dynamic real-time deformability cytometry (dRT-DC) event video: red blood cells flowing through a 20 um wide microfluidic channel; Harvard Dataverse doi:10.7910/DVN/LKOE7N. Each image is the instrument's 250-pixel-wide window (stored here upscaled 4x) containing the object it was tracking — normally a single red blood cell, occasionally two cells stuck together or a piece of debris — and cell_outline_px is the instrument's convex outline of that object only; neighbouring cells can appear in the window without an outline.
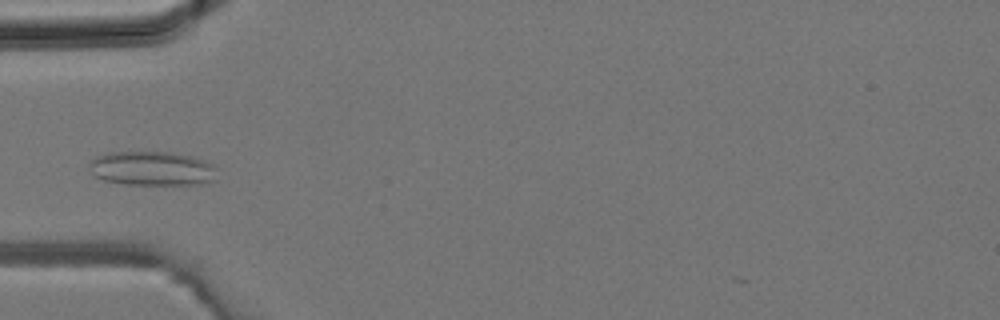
{"species": "common noctule bat (a hibernating species)", "species_latin": "Nyctalus noctula", "temperature_condition": "room temperature", "stored_images_in_passage": 38, "camera_frame_rate_fps": 3000, "um_per_image_px": 0.085, "animal": {"sex": "male", "body_mass_g": 19.2, "forearm_length_mm": 51.8}, "frame": {"image": 1, "passage_image": 11, "time_ms": 3.333, "image_size_px": [1000, 320], "cell_outline_px": [[216, 180], [200, 184], [124, 184], [104, 180], [96, 176], [92, 172], [88, 164], [96, 156], [108, 152], [172, 152], [192, 156], [204, 160], [212, 164], [216, 168]], "centroid_in_image_um": [12.95, 14.31], "position_along_channel_um": 72.1, "area_um2": 25.55}}
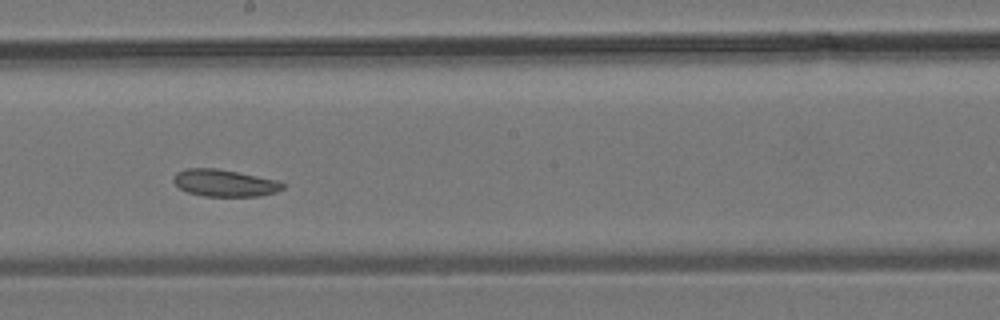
{"frame": {"image": 2, "passage_image": 20, "time_ms": 6.333, "image_size_px": [1000, 320], "cell_outline_px": [[288, 184], [284, 188], [276, 192], [260, 196], [204, 196], [188, 192], [180, 188], [172, 180], [176, 172], [188, 168], [216, 168], [280, 180]], "centroid_in_image_um": [19.15, 15.55], "position_along_channel_um": 229.1, "area_um2": 17.34}}
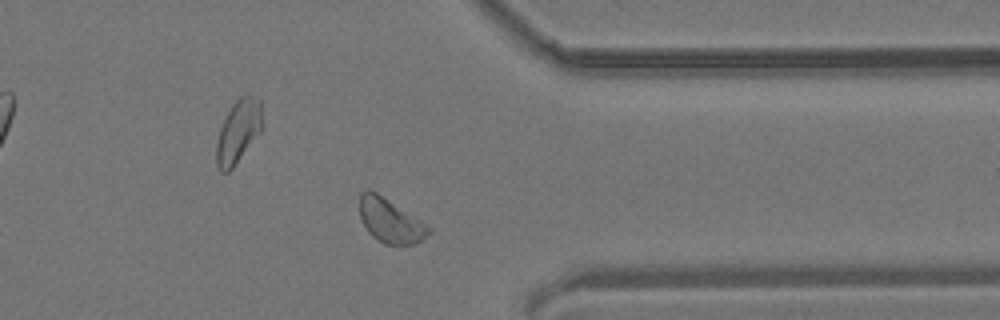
{"frame": {"image": 3, "passage_image": 29, "time_ms": 9.333, "image_size_px": [1000, 320], "cell_outline_px": [[432, 232], [420, 240], [412, 244], [384, 244], [372, 236], [368, 232], [360, 220], [360, 192], [368, 188], [376, 192], [432, 228]], "centroid_in_image_um": [33.13, 18.75], "position_along_channel_um": 378.3, "area_um2": 17.51}}